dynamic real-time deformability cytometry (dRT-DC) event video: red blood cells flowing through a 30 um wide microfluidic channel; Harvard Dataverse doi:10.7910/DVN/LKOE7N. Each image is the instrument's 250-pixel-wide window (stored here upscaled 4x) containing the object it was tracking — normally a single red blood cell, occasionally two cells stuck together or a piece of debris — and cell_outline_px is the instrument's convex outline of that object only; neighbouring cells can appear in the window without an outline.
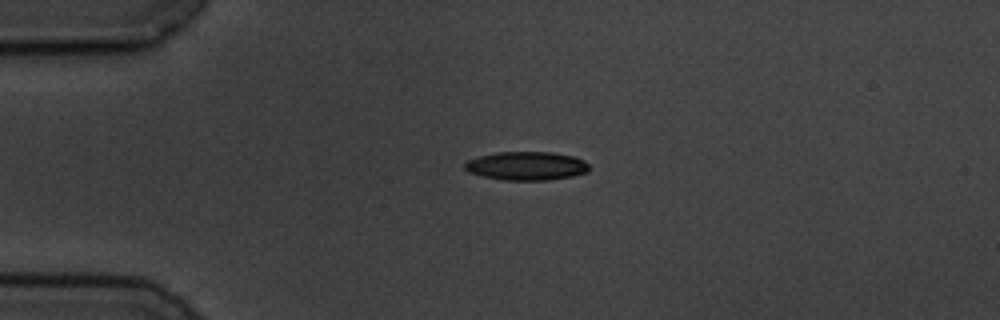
{"species": "common noctule bat (a hibernating species)", "species_latin": "Nyctalus noctula", "temperature_condition": "cold", "stored_images_in_passage": 2, "camera_frame_rate_fps": 3000, "um_per_image_px": 0.085, "animal": {"sex": "male", "body_mass_g": 19.5, "forearm_length_mm": 54.6}, "frame": {"image": 1, "passage_image": 1, "time_ms": 0.0, "image_size_px": [1000, 320], "cell_outline_px": [[588, 172], [572, 176], [548, 180], [504, 180], [484, 176], [468, 172], [464, 168], [464, 164], [468, 160], [480, 156], [496, 152], [552, 152], [576, 156], [584, 160], [588, 164]], "centroid_in_image_um": [44.77, 14.09], "position_along_channel_um": 40.2, "area_um2": 20.75}}